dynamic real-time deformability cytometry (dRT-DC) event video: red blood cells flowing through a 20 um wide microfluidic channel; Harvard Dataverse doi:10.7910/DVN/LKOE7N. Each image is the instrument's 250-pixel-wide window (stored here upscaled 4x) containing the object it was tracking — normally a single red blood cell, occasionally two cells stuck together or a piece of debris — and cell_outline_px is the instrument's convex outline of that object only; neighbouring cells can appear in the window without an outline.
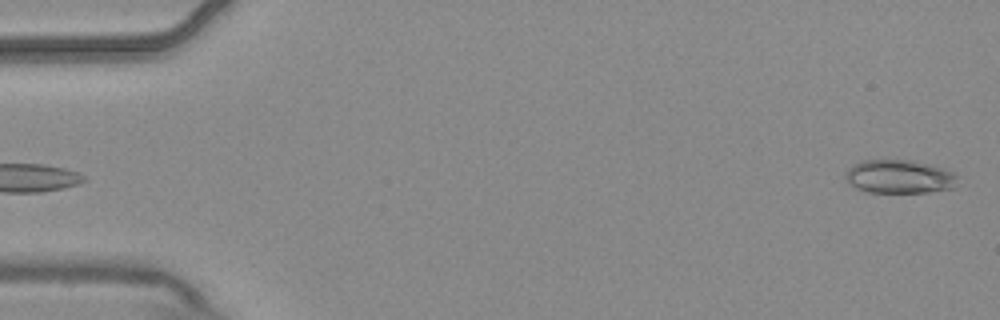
{"species": "common noctule bat (a hibernating species)", "species_latin": "Nyctalus noctula", "temperature_condition": "warm", "stored_images_in_passage": 5, "camera_frame_rate_fps": 3000, "um_per_image_px": 0.085, "animal": {"sex": "male", "body_mass_g": 20.4}, "frame": {"image": 1, "passage_image": 5, "time_ms": 1.333, "image_size_px": [1000, 320], "cell_outline_px": [[956, 176], [952, 188], [928, 192], [868, 192], [856, 188], [844, 176], [844, 172], [852, 164], [864, 160], [912, 160], [940, 168], [952, 172]], "centroid_in_image_um": [76.36, 15.01], "position_along_channel_um": 8.6, "area_um2": 21.5}}